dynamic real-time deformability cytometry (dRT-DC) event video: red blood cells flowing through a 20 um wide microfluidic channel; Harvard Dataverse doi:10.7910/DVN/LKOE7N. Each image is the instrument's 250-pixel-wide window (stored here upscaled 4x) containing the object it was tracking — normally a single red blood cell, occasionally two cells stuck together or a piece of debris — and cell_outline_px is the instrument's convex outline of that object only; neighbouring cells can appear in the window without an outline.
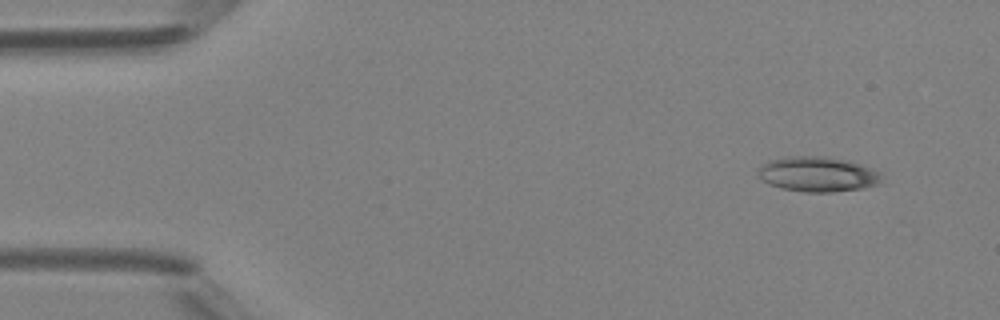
{"species": "Egyptian fruit bat (a non-hibernating species)", "species_latin": "Rousettus aegyptiacus", "temperature_condition": "room temperature", "stored_images_in_passage": 4, "camera_frame_rate_fps": 3000, "um_per_image_px": 0.085, "animal": {"sex": "female"}, "frame": {"image": 1, "passage_image": 1, "time_ms": 0.0, "image_size_px": [1000, 320], "cell_outline_px": [[880, 184], [864, 188], [832, 192], [804, 192], [780, 188], [768, 184], [756, 172], [768, 160], [784, 156], [828, 156], [848, 160], [860, 164], [880, 172]], "centroid_in_image_um": [69.5, 14.8], "position_along_channel_um": 15.5, "area_um2": 25.37}}
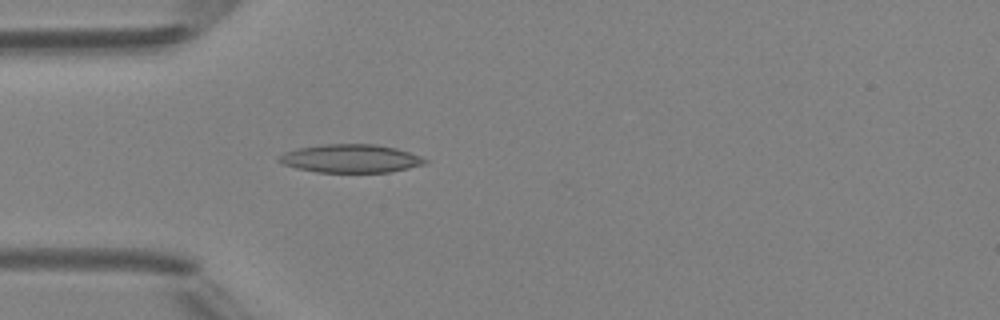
{"frame": {"image": 2, "passage_image": 4, "time_ms": 3.333, "image_size_px": [1000, 320], "cell_outline_px": [[428, 160], [424, 164], [408, 168], [388, 172], [316, 172], [296, 168], [284, 164], [276, 160], [284, 152], [296, 148], [324, 144], [376, 144], [396, 148], [420, 156]], "centroid_in_image_um": [29.78, 13.47], "position_along_channel_um": 55.2, "area_um2": 23.99}}